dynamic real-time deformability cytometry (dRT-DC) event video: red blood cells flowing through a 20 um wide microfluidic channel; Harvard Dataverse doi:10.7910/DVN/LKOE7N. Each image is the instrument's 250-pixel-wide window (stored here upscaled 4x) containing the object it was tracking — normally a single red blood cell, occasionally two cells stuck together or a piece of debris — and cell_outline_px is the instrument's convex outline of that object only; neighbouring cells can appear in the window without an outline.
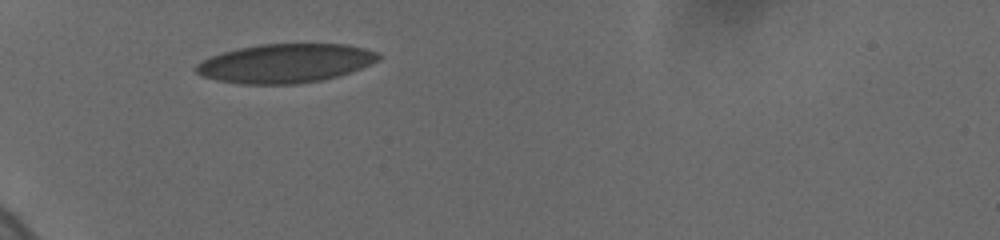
{"species": "human", "species_latin": "Homo sapiens", "temperature_condition": "cold", "stored_images_in_passage": 8, "camera_frame_rate_fps": 3000, "um_per_image_px": 0.085, "donor": {"sex": "female"}, "frame": {"image": 1, "passage_image": 1, "time_ms": 0.0, "image_size_px": [1000, 240], "cell_outline_px": [[380, 60], [340, 76], [320, 80], [296, 84], [240, 84], [216, 80], [204, 76], [196, 72], [192, 68], [200, 60], [224, 52], [240, 48], [260, 44], [344, 44], [364, 48], [376, 52], [380, 56]], "centroid_in_image_um": [24.23, 5.38], "position_along_channel_um": 60.8, "area_um2": 41.33}}
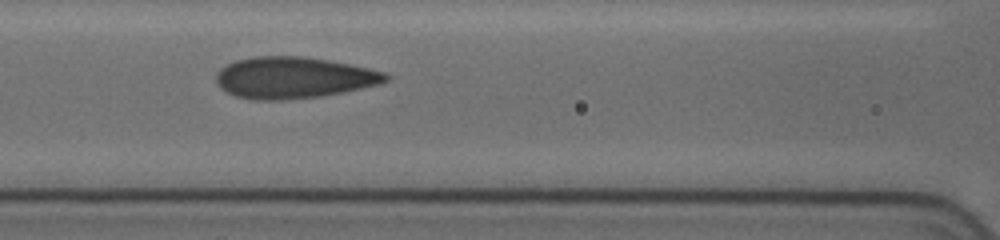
{"frame": {"image": 2, "passage_image": 6, "time_ms": 2.667, "image_size_px": [1000, 240], "cell_outline_px": [[392, 76], [388, 80], [376, 84], [360, 88], [320, 96], [284, 100], [248, 100], [236, 96], [220, 88], [216, 84], [216, 72], [220, 68], [236, 60], [256, 56], [304, 56], [328, 60], [368, 68], [384, 72]], "centroid_in_image_um": [24.9, 6.6], "position_along_channel_um": 141.7, "area_um2": 40.86}}
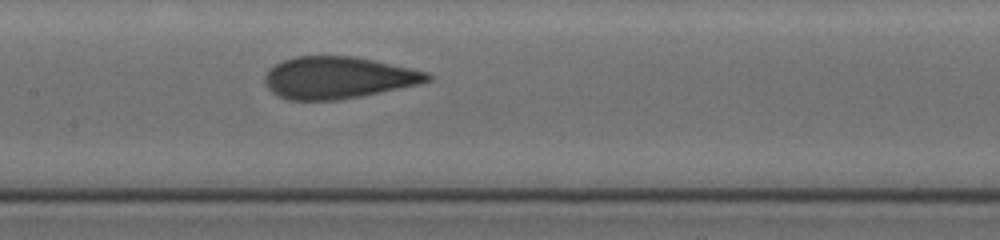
{"frame": {"image": 3, "passage_image": 8, "time_ms": 3.667, "image_size_px": [1000, 240], "cell_outline_px": [[432, 80], [420, 84], [360, 96], [336, 100], [288, 100], [276, 96], [268, 88], [264, 80], [264, 76], [276, 64], [284, 60], [296, 56], [352, 56], [372, 60], [428, 72], [432, 76]], "centroid_in_image_um": [28.72, 6.61], "position_along_channel_um": 178.7, "area_um2": 39.48}}